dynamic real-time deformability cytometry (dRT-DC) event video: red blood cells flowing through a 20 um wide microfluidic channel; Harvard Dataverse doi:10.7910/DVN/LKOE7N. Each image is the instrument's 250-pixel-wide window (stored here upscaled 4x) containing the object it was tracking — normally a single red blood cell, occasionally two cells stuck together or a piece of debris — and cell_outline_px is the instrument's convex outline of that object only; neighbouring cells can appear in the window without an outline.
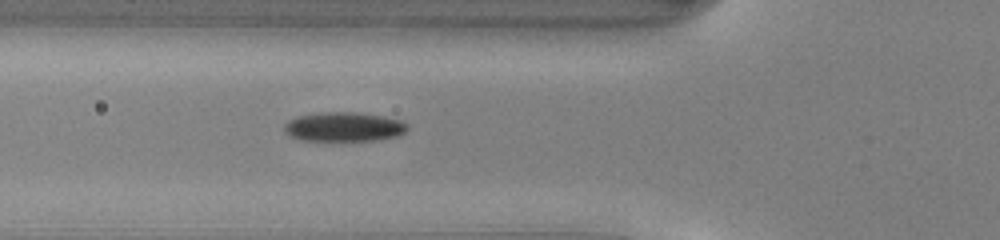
{"species": "common noctule bat (a hibernating species)", "species_latin": "Nyctalus noctula", "temperature_condition": "warm", "stored_images_in_passage": 48, "camera_frame_rate_fps": 3000, "um_per_image_px": 0.085, "animal": {"sex": "male", "body_mass_g": 13.0, "forearm_length_mm": 53.1}, "frame": {"image": 1, "passage_image": 17, "time_ms": 5.333, "image_size_px": [1000, 240], "cell_outline_px": [[408, 128], [404, 132], [396, 136], [380, 140], [300, 140], [288, 136], [284, 132], [284, 124], [288, 120], [300, 116], [320, 112], [352, 112], [384, 116], [400, 120], [408, 124]], "centroid_in_image_um": [29.21, 10.78], "position_along_channel_um": 96.6, "area_um2": 21.04}}
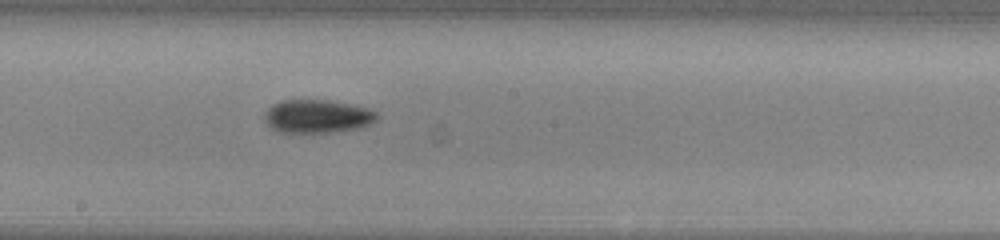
{"frame": {"image": 2, "passage_image": 26, "time_ms": 8.333, "image_size_px": [1000, 240], "cell_outline_px": [[380, 116], [376, 120], [360, 128], [328, 132], [276, 132], [264, 120], [264, 112], [272, 104], [280, 100], [328, 100], [368, 108], [376, 112]], "centroid_in_image_um": [26.94, 9.88], "position_along_channel_um": 221.3, "area_um2": 21.79}}
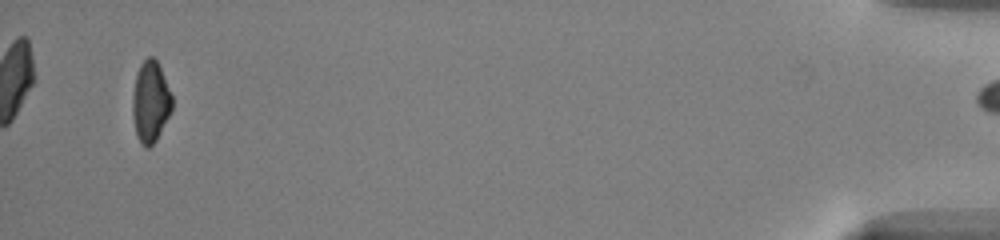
{"frame": {"image": 3, "passage_image": 47, "time_ms": 15.333, "image_size_px": [1000, 240], "cell_outline_px": [[172, 108], [156, 140], [148, 148], [144, 148], [140, 144], [136, 136], [132, 116], [132, 96], [136, 72], [140, 64], [148, 56], [152, 56], [156, 60], [160, 68], [172, 96]], "centroid_in_image_um": [12.75, 8.67], "position_along_channel_um": 422.4, "area_um2": 18.73}, "authors_computed_cell_mechanics": {"area_um2": 19.941, "velocity_mm_per_s": 4.1575, "shape_relaxation_time_tau1_ms": 2.6332, "shape_relaxation_time_tau2_ms": null, "deformation_change_tau1": 0.1073, "deformation_change_tau2": null}}